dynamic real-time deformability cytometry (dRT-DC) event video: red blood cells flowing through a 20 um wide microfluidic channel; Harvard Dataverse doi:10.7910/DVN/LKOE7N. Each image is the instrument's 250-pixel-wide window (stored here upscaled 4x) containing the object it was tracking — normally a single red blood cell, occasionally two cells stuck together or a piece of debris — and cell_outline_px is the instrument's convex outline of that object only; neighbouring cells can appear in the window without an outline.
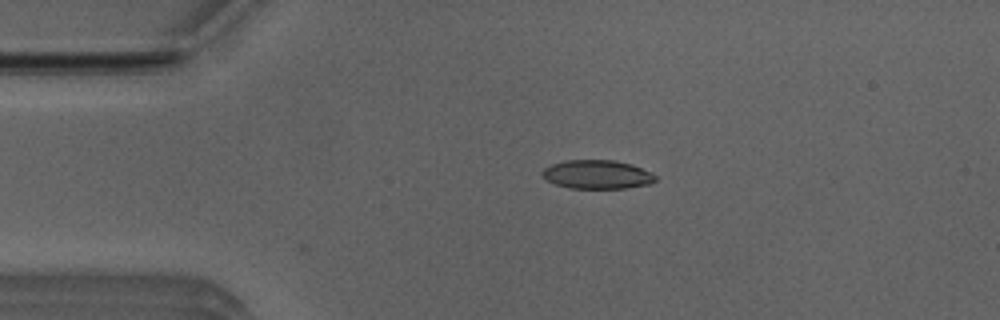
{"species": "Egyptian fruit bat (a non-hibernating species)", "species_latin": "Rousettus aegyptiacus", "temperature_condition": "room temperature", "stored_images_in_passage": 3, "camera_frame_rate_fps": 3000, "um_per_image_px": 0.085, "animal": {"sex": "male"}, "frame": {"image": 1, "passage_image": 3, "time_ms": 0.667, "image_size_px": [1000, 320], "cell_outline_px": [[656, 180], [652, 184], [628, 188], [568, 188], [556, 184], [548, 180], [540, 172], [544, 168], [552, 164], [564, 160], [612, 160], [632, 164], [652, 172], [656, 176]], "centroid_in_image_um": [50.8, 14.83], "position_along_channel_um": 34.2, "area_um2": 19.07}}